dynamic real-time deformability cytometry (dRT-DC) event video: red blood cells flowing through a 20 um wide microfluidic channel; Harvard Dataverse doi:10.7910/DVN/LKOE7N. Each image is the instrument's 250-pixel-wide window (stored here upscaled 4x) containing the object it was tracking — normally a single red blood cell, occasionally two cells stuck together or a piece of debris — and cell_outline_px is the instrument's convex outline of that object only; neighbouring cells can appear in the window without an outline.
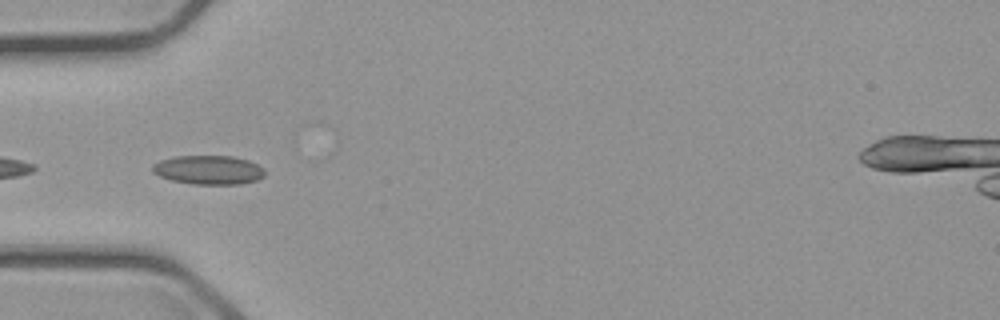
{"species": "common noctule bat (a hibernating species)", "species_latin": "Nyctalus noctula", "temperature_condition": "cold", "stored_images_in_passage": 6, "camera_frame_rate_fps": 3000, "um_per_image_px": 0.085, "animal": {"sex": "male", "body_mass_g": 23.1, "forearm_length_mm": 52.7}, "frame": {"image": 1, "passage_image": 4, "time_ms": 3.667, "image_size_px": [1000, 320], "cell_outline_px": [[264, 176], [256, 180], [240, 184], [192, 184], [172, 180], [160, 176], [152, 172], [152, 164], [160, 160], [176, 156], [232, 156], [248, 160], [264, 168]], "centroid_in_image_um": [17.71, 14.44], "position_along_channel_um": 67.3, "area_um2": 18.96}}
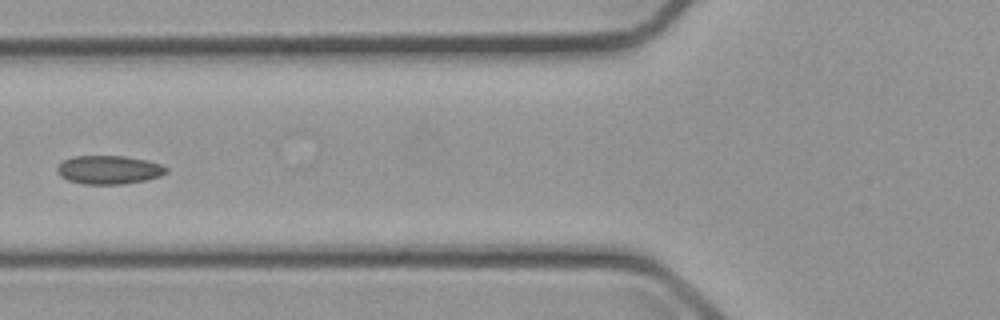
{"frame": {"image": 2, "passage_image": 5, "time_ms": 5.0, "image_size_px": [1000, 320], "cell_outline_px": [[168, 172], [160, 176], [144, 180], [120, 184], [84, 184], [68, 180], [60, 176], [56, 172], [56, 168], [64, 160], [72, 156], [124, 156], [148, 160], [160, 164], [168, 168]], "centroid_in_image_um": [9.25, 14.43], "position_along_channel_um": 116.6, "area_um2": 18.15}}
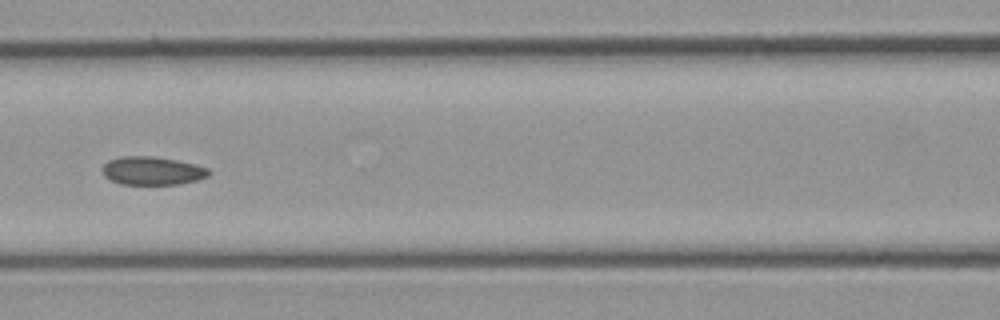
{"frame": {"image": 3, "passage_image": 6, "time_ms": 6.0, "image_size_px": [1000, 320], "cell_outline_px": [[212, 172], [208, 176], [196, 180], [176, 184], [120, 184], [104, 176], [100, 168], [108, 160], [120, 156], [152, 156], [176, 160], [208, 168]], "centroid_in_image_um": [12.9, 14.51], "position_along_channel_um": 153.7, "area_um2": 17.51}}